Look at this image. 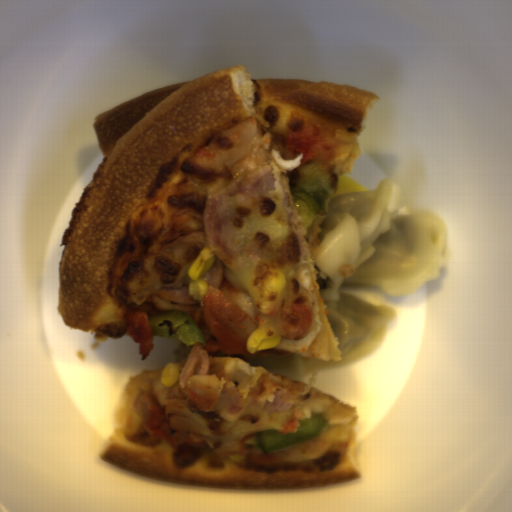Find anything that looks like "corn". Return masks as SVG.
<instances>
[{
    "label": "corn",
    "mask_w": 512,
    "mask_h": 512,
    "mask_svg": "<svg viewBox=\"0 0 512 512\" xmlns=\"http://www.w3.org/2000/svg\"><path fill=\"white\" fill-rule=\"evenodd\" d=\"M217 255L209 246H204L198 253L193 264L186 269V276L190 278L187 293L194 301L199 302L205 298L208 284L202 278L212 267Z\"/></svg>",
    "instance_id": "obj_1"
},
{
    "label": "corn",
    "mask_w": 512,
    "mask_h": 512,
    "mask_svg": "<svg viewBox=\"0 0 512 512\" xmlns=\"http://www.w3.org/2000/svg\"><path fill=\"white\" fill-rule=\"evenodd\" d=\"M287 286L283 270L276 272L265 283L261 311L265 315H273L283 308Z\"/></svg>",
    "instance_id": "obj_2"
},
{
    "label": "corn",
    "mask_w": 512,
    "mask_h": 512,
    "mask_svg": "<svg viewBox=\"0 0 512 512\" xmlns=\"http://www.w3.org/2000/svg\"><path fill=\"white\" fill-rule=\"evenodd\" d=\"M281 339V330L273 324L256 327L245 344L246 351L255 354L264 349L275 348Z\"/></svg>",
    "instance_id": "obj_3"
},
{
    "label": "corn",
    "mask_w": 512,
    "mask_h": 512,
    "mask_svg": "<svg viewBox=\"0 0 512 512\" xmlns=\"http://www.w3.org/2000/svg\"><path fill=\"white\" fill-rule=\"evenodd\" d=\"M180 377V368L176 362H168L164 365L159 382L161 386H173Z\"/></svg>",
    "instance_id": "obj_4"
}]
</instances>
